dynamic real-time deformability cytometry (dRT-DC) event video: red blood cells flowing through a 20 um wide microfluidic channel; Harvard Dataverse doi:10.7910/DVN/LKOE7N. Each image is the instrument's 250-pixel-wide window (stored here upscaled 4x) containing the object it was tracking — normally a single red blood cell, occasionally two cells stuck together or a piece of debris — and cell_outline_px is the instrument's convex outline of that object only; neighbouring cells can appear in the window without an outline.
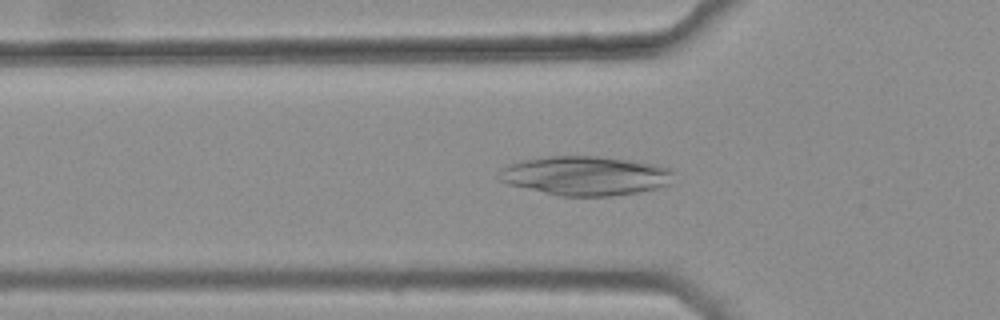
{"species": "common noctule bat (a hibernating species)", "species_latin": "Nyctalus noctula", "temperature_condition": "warm", "stored_images_in_passage": 44, "camera_frame_rate_fps": 3000, "um_per_image_px": 0.085, "animal": {"sex": "female", "body_mass_g": 25.1}, "frame": {"image": 1, "passage_image": 17, "time_ms": 5.333, "image_size_px": [1000, 320], "cell_outline_px": [[672, 184], [656, 188], [636, 192], [612, 196], [560, 196], [508, 184], [496, 180], [500, 168], [504, 164], [520, 160], [548, 156], [600, 156], [628, 160], [652, 164], [672, 168]], "centroid_in_image_um": [49.69, 14.93], "position_along_channel_um": 76.1, "area_um2": 40.23}}
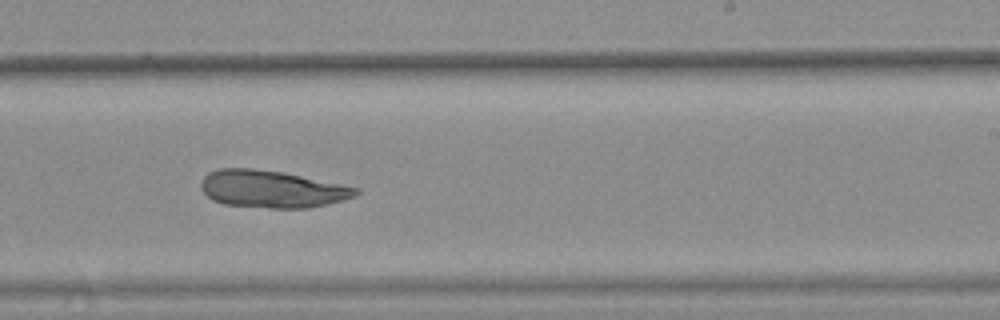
{"frame": {"image": 2, "passage_image": 32, "time_ms": 10.333, "image_size_px": [1000, 320], "cell_outline_px": [[360, 192], [356, 196], [344, 200], [308, 208], [272, 208], [224, 204], [212, 200], [200, 188], [200, 184], [204, 176], [208, 172], [220, 168], [252, 168], [284, 172], [360, 188]], "centroid_in_image_um": [23.11, 16.06], "position_along_channel_um": 265.9, "area_um2": 33.76}}
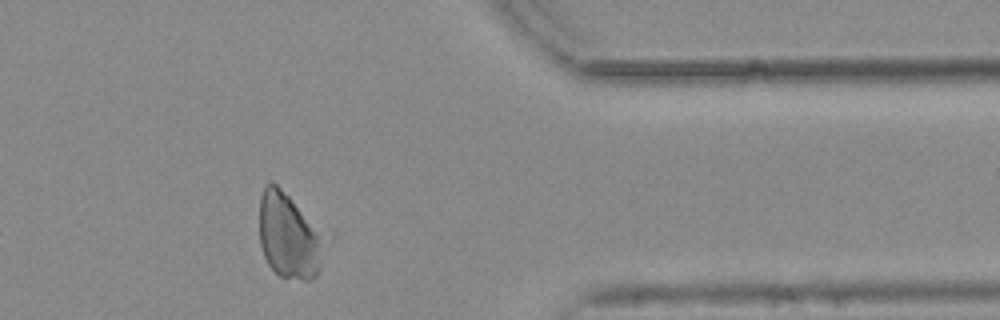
{"frame": {"image": 3, "passage_image": 43, "time_ms": 14.0, "image_size_px": [1000, 320], "cell_outline_px": [[320, 268], [316, 276], [312, 280], [304, 280], [280, 276], [268, 264], [264, 256], [260, 244], [260, 196], [264, 188], [272, 180], [288, 196], [316, 232], [320, 264]], "centroid_in_image_um": [24.4, 20.09], "position_along_channel_um": 387.0, "area_um2": 30.06}}